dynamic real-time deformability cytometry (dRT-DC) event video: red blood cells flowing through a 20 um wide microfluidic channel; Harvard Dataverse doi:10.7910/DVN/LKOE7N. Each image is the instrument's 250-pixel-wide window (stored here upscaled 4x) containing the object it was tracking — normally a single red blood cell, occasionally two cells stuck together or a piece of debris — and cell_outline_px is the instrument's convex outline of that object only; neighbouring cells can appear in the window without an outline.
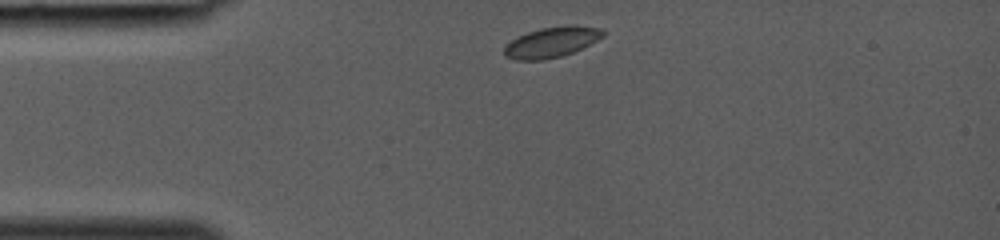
{"species": "common noctule bat (a hibernating species)", "species_latin": "Nyctalus noctula", "temperature_condition": "room temperature", "stored_images_in_passage": 27, "camera_frame_rate_fps": 3000, "um_per_image_px": 0.085, "animal": {"sex": "female", "body_mass_g": 19.0, "forearm_length_mm": 53.3}, "frame": {"image": 1, "passage_image": 1, "time_ms": 0.0, "image_size_px": [1000, 240], "cell_outline_px": [[604, 36], [572, 52], [560, 56], [544, 60], [516, 60], [504, 56], [504, 44], [528, 32], [540, 28], [572, 24], [576, 24], [600, 28], [604, 32]], "centroid_in_image_um": [46.86, 3.57], "position_along_channel_um": 38.1, "area_um2": 17.46}}
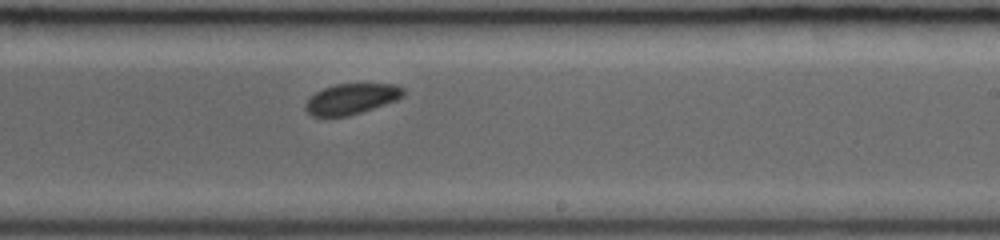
{"frame": {"image": 2, "passage_image": 16, "time_ms": 5.0, "image_size_px": [1000, 240], "cell_outline_px": [[404, 92], [396, 100], [348, 116], [312, 116], [304, 108], [304, 104], [316, 92], [324, 88], [336, 84], [396, 84], [404, 88]], "centroid_in_image_um": [29.85, 8.4], "position_along_channel_um": 259.2, "area_um2": 17.11}}
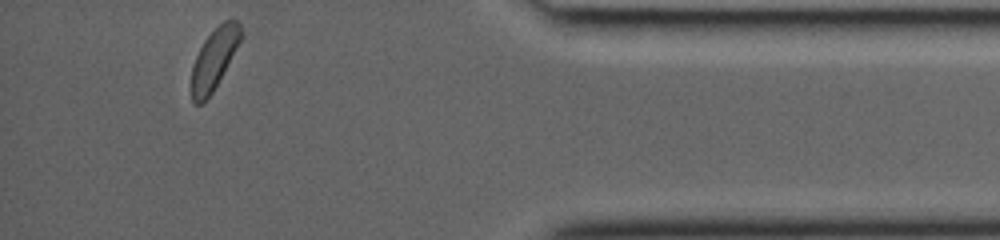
{"frame": {"image": 3, "passage_image": 27, "time_ms": 8.667, "image_size_px": [1000, 240], "cell_outline_px": [[244, 36], [212, 92], [200, 104], [192, 104], [192, 68], [196, 56], [204, 40], [224, 20], [236, 20], [240, 24]], "centroid_in_image_um": [18.23, 4.98], "position_along_channel_um": 417.0, "area_um2": 17.17}}